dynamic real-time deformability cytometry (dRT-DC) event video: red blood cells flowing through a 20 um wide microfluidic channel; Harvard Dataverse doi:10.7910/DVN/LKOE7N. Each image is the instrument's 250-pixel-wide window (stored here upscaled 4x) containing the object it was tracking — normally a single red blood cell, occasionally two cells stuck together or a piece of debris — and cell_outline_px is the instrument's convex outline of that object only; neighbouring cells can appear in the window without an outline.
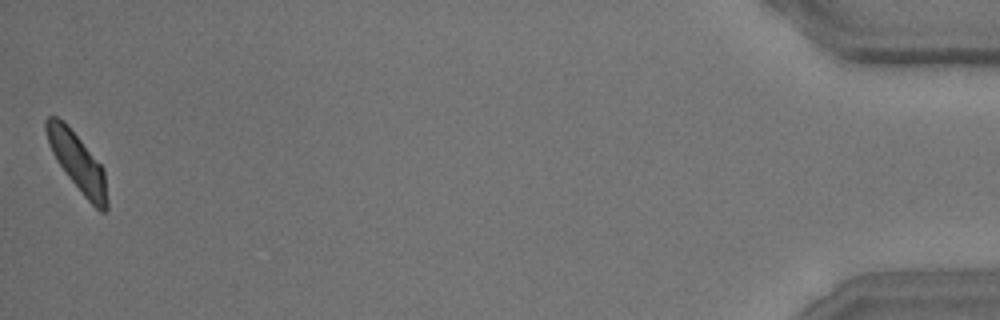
{"species": "common noctule bat (a hibernating species)", "species_latin": "Nyctalus noctula", "temperature_condition": "room temperature", "stored_images_in_passage": 40, "camera_frame_rate_fps": 3000, "um_per_image_px": 0.085, "animal": {"sex": "male", "body_mass_g": 15.6}, "frame": {"image": 1, "passage_image": 40, "time_ms": 13.0, "image_size_px": [1000, 320], "cell_outline_px": [[108, 208], [104, 212], [100, 212], [84, 196], [68, 176], [56, 160], [48, 144], [44, 128], [44, 120], [48, 116], [56, 116], [80, 140], [104, 168], [108, 200]], "centroid_in_image_um": [6.58, 13.82], "position_along_channel_um": 428.6, "area_um2": 20.23}, "authors_computed_cell_mechanics": {"area_um2": 21.8195, "velocity_mm_per_s": 3.6736, "shape_relaxation_time_tau1_ms": 3.736, "shape_relaxation_time_tau2_ms": 2.9933, "deformation_change_tau1": 0.119, "deformation_change_tau2": 0.0991}}